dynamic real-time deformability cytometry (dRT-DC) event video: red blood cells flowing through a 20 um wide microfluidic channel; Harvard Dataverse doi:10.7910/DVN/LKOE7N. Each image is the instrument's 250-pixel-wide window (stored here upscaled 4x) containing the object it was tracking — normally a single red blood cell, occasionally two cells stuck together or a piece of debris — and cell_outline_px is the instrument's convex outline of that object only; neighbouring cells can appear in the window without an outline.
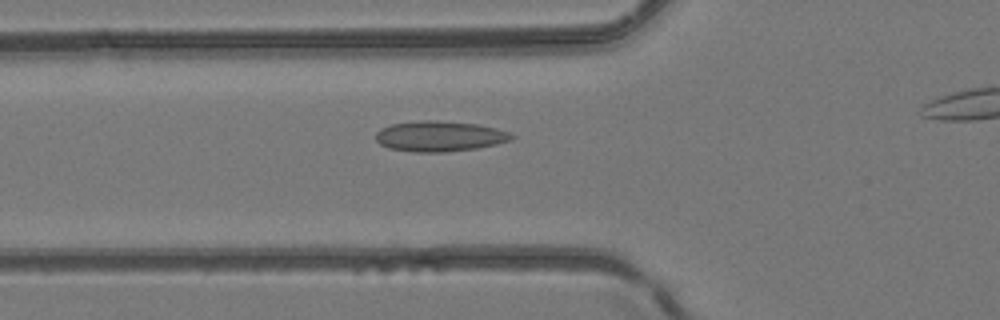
{"species": "common noctule bat (a hibernating species)", "species_latin": "Nyctalus noctula", "temperature_condition": "room temperature", "stored_images_in_passage": 29, "camera_frame_rate_fps": 3000, "um_per_image_px": 0.085, "animal": {"sex": "female", "body_mass_g": 24.6, "forearm_length_mm": 56.2}, "frame": {"image": 1, "passage_image": 5, "time_ms": 1.333, "image_size_px": [1000, 320], "cell_outline_px": [[516, 136], [512, 140], [496, 144], [476, 148], [444, 152], [412, 152], [388, 148], [380, 144], [376, 140], [376, 132], [380, 128], [392, 124], [424, 120], [436, 120], [476, 124], [496, 128], [508, 132]], "centroid_in_image_um": [37.35, 11.58], "position_along_channel_um": 88.4, "area_um2": 24.1}}
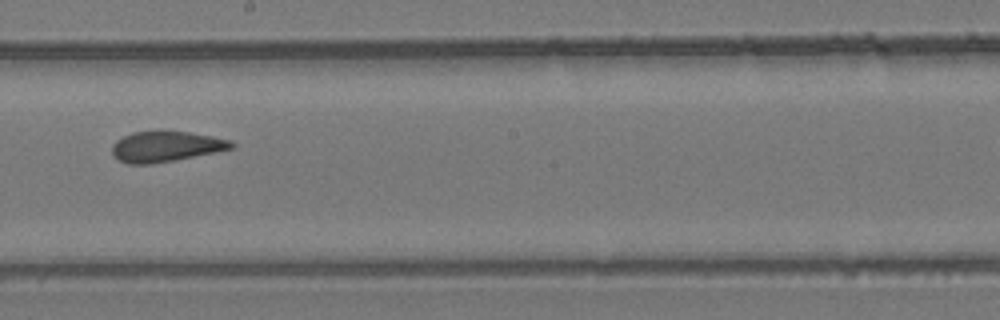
{"frame": {"image": 2, "passage_image": 15, "time_ms": 4.667, "image_size_px": [1000, 320], "cell_outline_px": [[236, 148], [216, 152], [152, 164], [128, 164], [112, 156], [112, 144], [116, 140], [132, 132], [188, 132], [212, 136], [228, 140], [236, 144]], "centroid_in_image_um": [14.09, 12.47], "position_along_channel_um": 234.1, "area_um2": 21.04}}
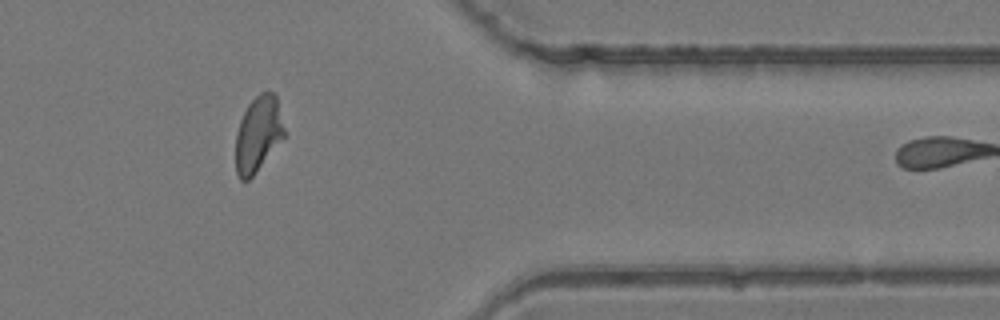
{"frame": {"image": 3, "passage_image": 27, "time_ms": 8.667, "image_size_px": [1000, 320], "cell_outline_px": [[284, 136], [252, 176], [248, 180], [240, 180], [236, 172], [236, 132], [240, 120], [248, 104], [260, 92], [272, 92], [276, 96], [284, 128]], "centroid_in_image_um": [21.91, 11.38], "position_along_channel_um": 389.5, "area_um2": 20.92}}